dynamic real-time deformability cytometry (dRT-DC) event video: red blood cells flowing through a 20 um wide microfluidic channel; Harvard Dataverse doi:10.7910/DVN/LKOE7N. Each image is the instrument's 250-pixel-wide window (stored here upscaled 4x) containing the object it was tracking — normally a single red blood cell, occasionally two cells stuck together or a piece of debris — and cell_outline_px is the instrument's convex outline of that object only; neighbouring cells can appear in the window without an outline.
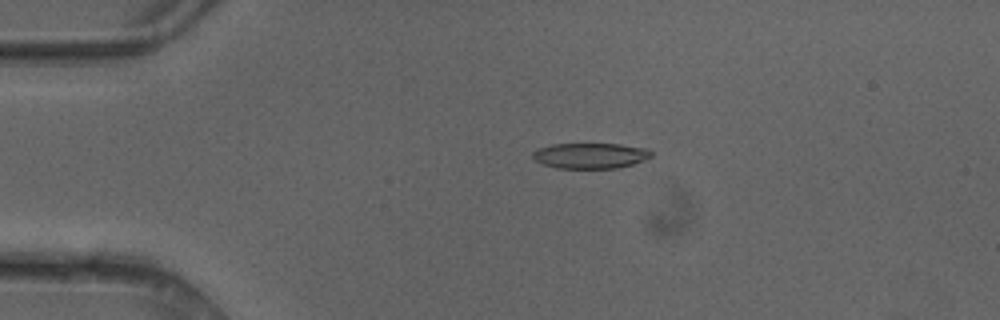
{"species": "common noctule bat (a hibernating species)", "species_latin": "Nyctalus noctula", "temperature_condition": "cold", "stored_images_in_passage": 4, "camera_frame_rate_fps": 3000, "um_per_image_px": 0.085, "animal": {"sex": "female"}, "frame": {"image": 1, "passage_image": 3, "time_ms": 0.667, "image_size_px": [1000, 320], "cell_outline_px": [[652, 156], [644, 160], [632, 164], [616, 168], [556, 168], [540, 164], [532, 156], [532, 152], [536, 148], [552, 144], [620, 144], [648, 148], [652, 152]], "centroid_in_image_um": [50.15, 13.23], "position_along_channel_um": 34.8, "area_um2": 17.8}}